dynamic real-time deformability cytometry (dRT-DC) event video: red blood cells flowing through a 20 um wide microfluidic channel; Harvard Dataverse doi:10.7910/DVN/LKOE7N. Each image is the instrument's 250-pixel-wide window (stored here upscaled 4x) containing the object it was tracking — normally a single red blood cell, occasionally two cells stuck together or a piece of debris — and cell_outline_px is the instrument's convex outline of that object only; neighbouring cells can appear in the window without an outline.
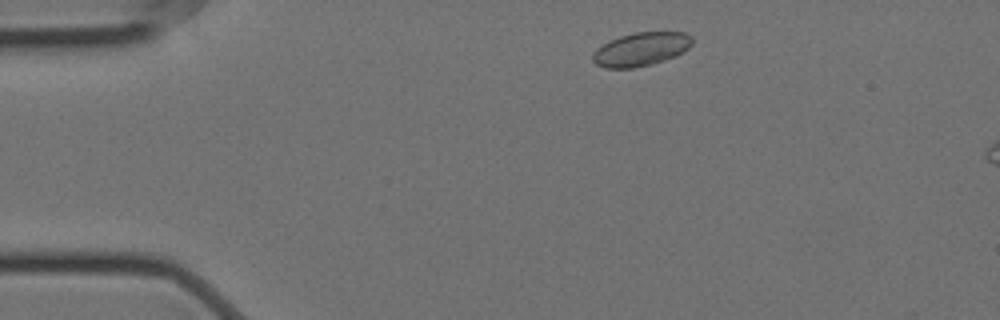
{"species": "Egyptian fruit bat (a non-hibernating species)", "species_latin": "Rousettus aegyptiacus", "temperature_condition": "cold", "stored_images_in_passage": 3, "camera_frame_rate_fps": 3000, "um_per_image_px": 0.085, "animal": {"sex": "female"}, "frame": {"image": 1, "passage_image": 1, "time_ms": 0.0, "image_size_px": [1000, 320], "cell_outline_px": [[692, 44], [688, 48], [676, 56], [652, 64], [632, 68], [604, 68], [596, 64], [592, 60], [592, 56], [608, 40], [620, 36], [636, 32], [684, 32], [692, 36]], "centroid_in_image_um": [54.51, 4.18], "position_along_channel_um": 30.5, "area_um2": 19.31}}